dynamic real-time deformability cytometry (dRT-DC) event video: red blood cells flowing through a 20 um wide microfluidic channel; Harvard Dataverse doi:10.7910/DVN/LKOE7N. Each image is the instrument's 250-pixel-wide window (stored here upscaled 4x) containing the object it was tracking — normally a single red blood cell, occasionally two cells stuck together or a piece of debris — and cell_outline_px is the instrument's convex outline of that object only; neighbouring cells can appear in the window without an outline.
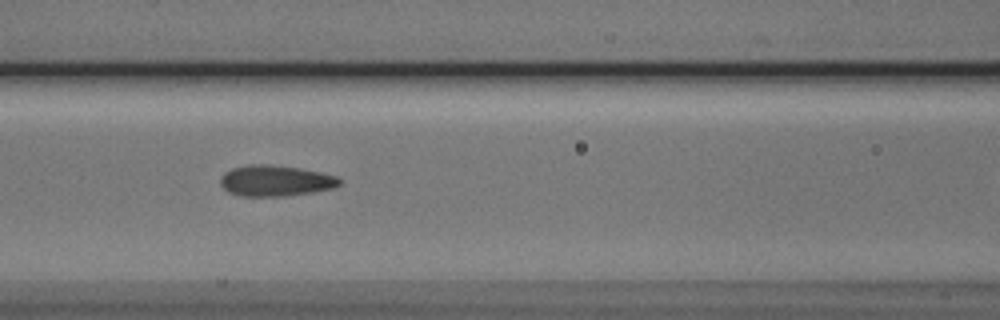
{"species": "Egyptian fruit bat (a non-hibernating species)", "species_latin": "Rousettus aegyptiacus", "temperature_condition": "cold", "stored_images_in_passage": 5, "camera_frame_rate_fps": 3000, "um_per_image_px": 0.085, "animal": {"sex": "male"}, "frame": {"image": 1, "passage_image": 3, "time_ms": 2.0, "image_size_px": [1000, 320], "cell_outline_px": [[340, 184], [336, 188], [312, 192], [284, 196], [244, 196], [228, 192], [220, 184], [220, 176], [224, 172], [232, 168], [248, 164], [268, 164], [300, 168], [320, 172], [336, 176], [340, 180]], "centroid_in_image_um": [23.4, 15.35], "position_along_channel_um": 143.2, "area_um2": 21.56}}
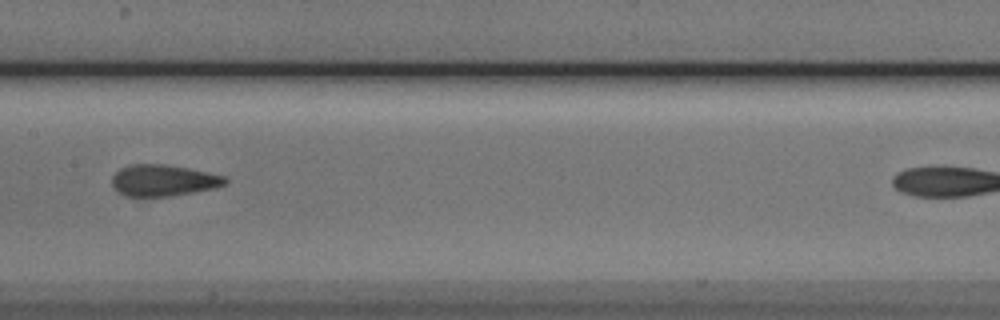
{"frame": {"image": 2, "passage_image": 4, "time_ms": 3.333, "image_size_px": [1000, 320], "cell_outline_px": [[228, 180], [224, 184], [216, 188], [168, 196], [124, 196], [116, 192], [112, 184], [112, 176], [120, 168], [132, 164], [164, 164], [188, 168], [208, 172], [224, 176]], "centroid_in_image_um": [13.85, 15.33], "position_along_channel_um": 193.6, "area_um2": 20.69}}